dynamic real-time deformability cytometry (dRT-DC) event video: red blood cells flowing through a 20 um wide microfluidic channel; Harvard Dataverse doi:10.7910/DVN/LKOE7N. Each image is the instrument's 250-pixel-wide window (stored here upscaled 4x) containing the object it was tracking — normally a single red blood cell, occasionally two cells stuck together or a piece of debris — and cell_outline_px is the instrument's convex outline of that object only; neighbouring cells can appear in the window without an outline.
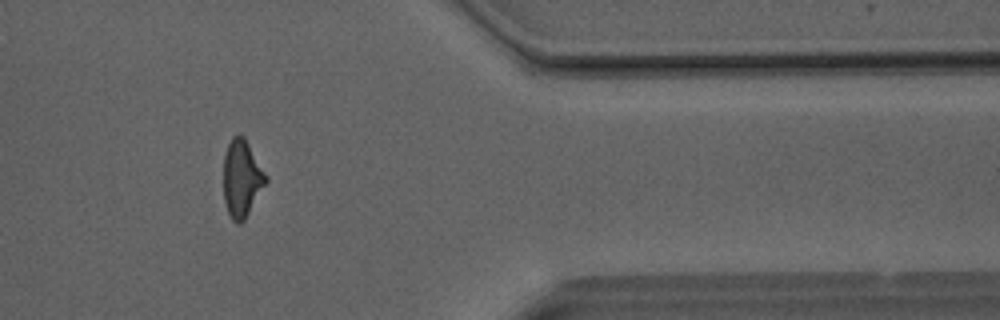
{"species": "Egyptian fruit bat (a non-hibernating species)", "species_latin": "Rousettus aegyptiacus", "temperature_condition": "room temperature", "stored_images_in_passage": 41, "camera_frame_rate_fps": 3000, "um_per_image_px": 0.085, "animal": {"sex": "male"}, "frame": {"image": 1, "passage_image": 33, "time_ms": 10.667, "image_size_px": [1000, 320], "cell_outline_px": [[268, 180], [244, 220], [240, 224], [236, 224], [232, 220], [224, 204], [224, 156], [228, 144], [232, 136], [240, 132], [244, 136], [268, 176]], "centroid_in_image_um": [20.55, 15.15], "position_along_channel_um": 390.8, "area_um2": 19.19}}
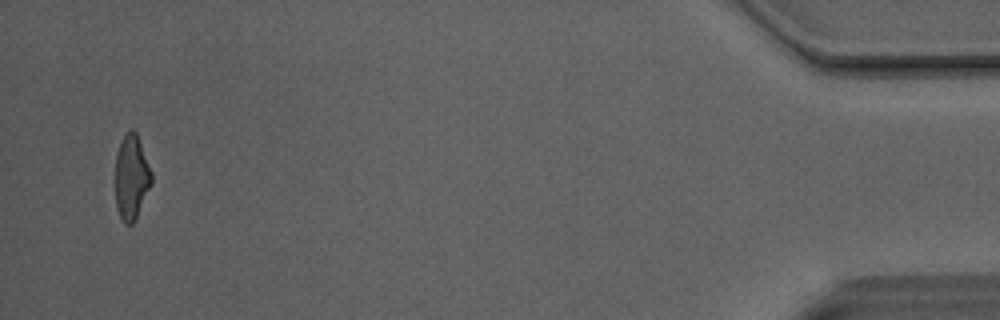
{"frame": {"image": 2, "passage_image": 40, "time_ms": 13.0, "image_size_px": [1000, 320], "cell_outline_px": [[152, 184], [132, 224], [124, 224], [116, 208], [116, 152], [124, 132], [128, 128], [132, 128], [136, 132], [152, 172]], "centroid_in_image_um": [11.17, 15.01], "position_along_channel_um": 424.0, "area_um2": 17.92}, "authors_computed_cell_mechanics": {"area_um2": 19.363, "velocity_mm_per_s": 4.1532, "shape_relaxation_time_tau1_ms": 8.66, "shape_relaxation_time_tau2_ms": 1.6524, "deformation_change_tau1": 0.2279, "deformation_change_tau2": 0.1194}}